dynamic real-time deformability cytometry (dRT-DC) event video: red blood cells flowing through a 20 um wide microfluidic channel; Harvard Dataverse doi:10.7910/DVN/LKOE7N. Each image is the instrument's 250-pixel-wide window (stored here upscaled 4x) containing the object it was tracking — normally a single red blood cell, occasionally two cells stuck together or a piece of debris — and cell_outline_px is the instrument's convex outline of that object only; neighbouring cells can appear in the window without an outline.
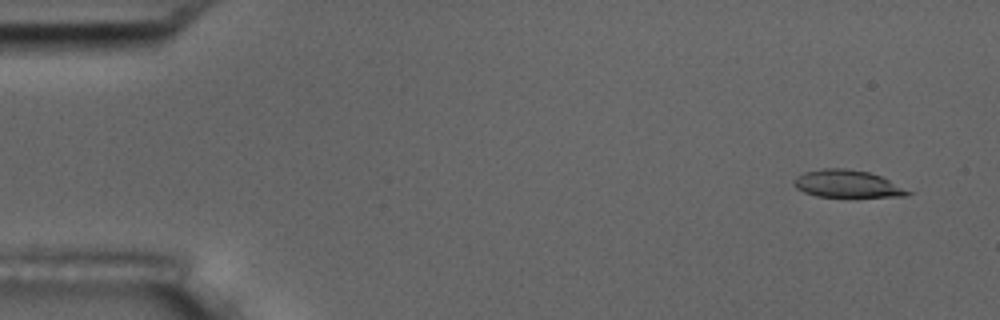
{"species": "common noctule bat (a hibernating species)", "species_latin": "Nyctalus noctula", "temperature_condition": "room temperature", "stored_images_in_passage": 6, "camera_frame_rate_fps": 3000, "um_per_image_px": 0.085, "animal": {"sex": "male", "body_mass_g": 17.5, "forearm_length_mm": 52.3}, "frame": {"image": 1, "passage_image": 1, "time_ms": 0.0, "image_size_px": [1000, 320], "cell_outline_px": [[916, 192], [908, 196], [816, 196], [804, 192], [796, 188], [792, 184], [792, 180], [796, 176], [804, 172], [820, 168], [844, 168], [868, 172], [880, 176]], "centroid_in_image_um": [72.01, 15.62], "position_along_channel_um": 13.0, "area_um2": 18.26}}
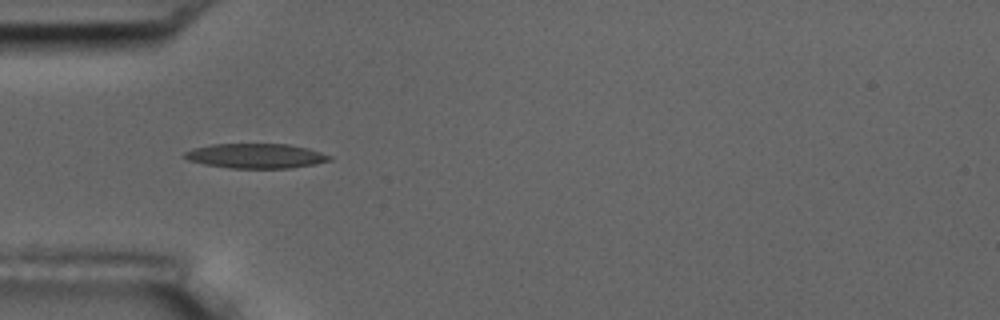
{"frame": {"image": 2, "passage_image": 5, "time_ms": 1.333, "image_size_px": [1000, 320], "cell_outline_px": [[332, 160], [312, 164], [288, 168], [228, 168], [204, 164], [188, 160], [180, 156], [184, 152], [196, 148], [212, 144], [288, 144], [308, 148], [332, 156]], "centroid_in_image_um": [21.71, 13.25], "position_along_channel_um": 63.3, "area_um2": 20.81}}